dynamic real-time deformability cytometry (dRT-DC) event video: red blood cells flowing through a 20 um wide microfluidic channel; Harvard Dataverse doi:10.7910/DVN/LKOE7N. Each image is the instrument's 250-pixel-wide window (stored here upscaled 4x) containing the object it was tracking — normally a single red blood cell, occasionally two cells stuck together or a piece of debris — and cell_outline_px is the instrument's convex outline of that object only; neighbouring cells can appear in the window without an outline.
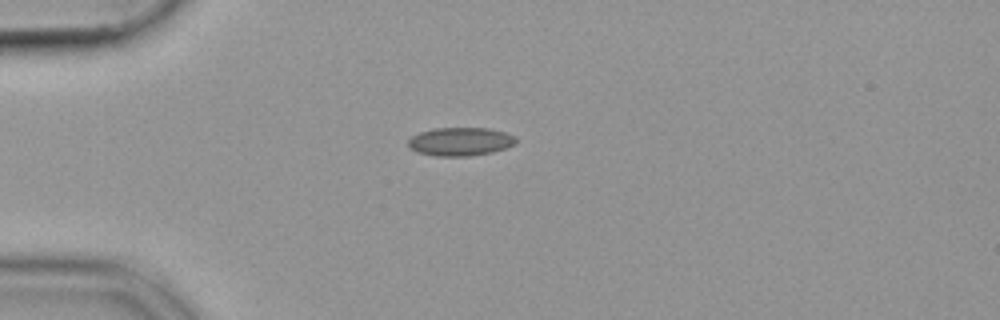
{"species": "common noctule bat (a hibernating species)", "species_latin": "Nyctalus noctula", "temperature_condition": "cold", "stored_images_in_passage": 40, "camera_frame_rate_fps": 3000, "um_per_image_px": 0.085, "animal": {"sex": "female", "body_mass_g": 19.9}, "frame": {"image": 1, "passage_image": 1, "time_ms": 0.0, "image_size_px": [1000, 320], "cell_outline_px": [[520, 140], [516, 144], [492, 152], [468, 156], [432, 156], [416, 152], [408, 148], [408, 140], [412, 136], [420, 132], [436, 128], [488, 128], [504, 132], [516, 136]], "centroid_in_image_um": [39.13, 12.04], "position_along_channel_um": 45.9, "area_um2": 18.03}}
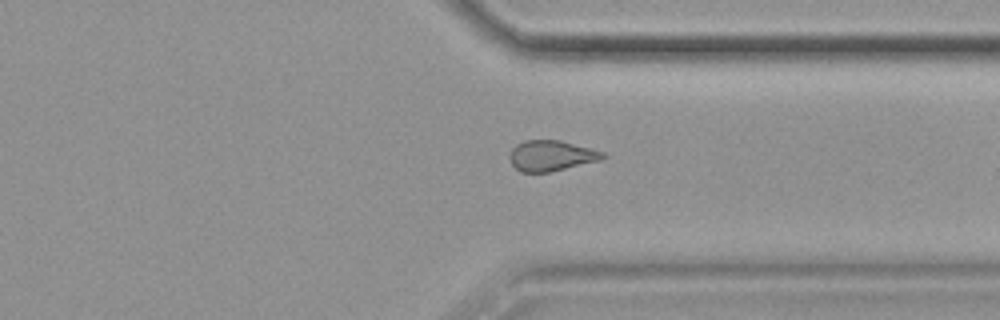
{"frame": {"image": 2, "passage_image": 28, "time_ms": 9.0, "image_size_px": [1000, 320], "cell_outline_px": [[608, 156], [600, 160], [548, 172], [520, 172], [512, 164], [508, 156], [512, 148], [516, 144], [524, 140], [560, 140], [604, 152]], "centroid_in_image_um": [46.83, 13.22], "position_along_channel_um": 364.6, "area_um2": 16.53}}
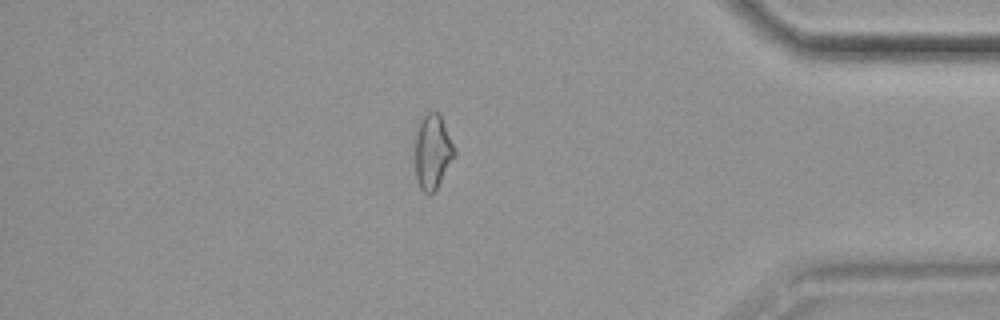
{"frame": {"image": 3, "passage_image": 33, "time_ms": 10.667, "image_size_px": [1000, 320], "cell_outline_px": [[456, 156], [436, 188], [428, 196], [420, 188], [416, 176], [416, 136], [420, 120], [428, 112], [440, 112], [456, 152]], "centroid_in_image_um": [36.79, 12.89], "position_along_channel_um": 398.4, "area_um2": 16.94}}